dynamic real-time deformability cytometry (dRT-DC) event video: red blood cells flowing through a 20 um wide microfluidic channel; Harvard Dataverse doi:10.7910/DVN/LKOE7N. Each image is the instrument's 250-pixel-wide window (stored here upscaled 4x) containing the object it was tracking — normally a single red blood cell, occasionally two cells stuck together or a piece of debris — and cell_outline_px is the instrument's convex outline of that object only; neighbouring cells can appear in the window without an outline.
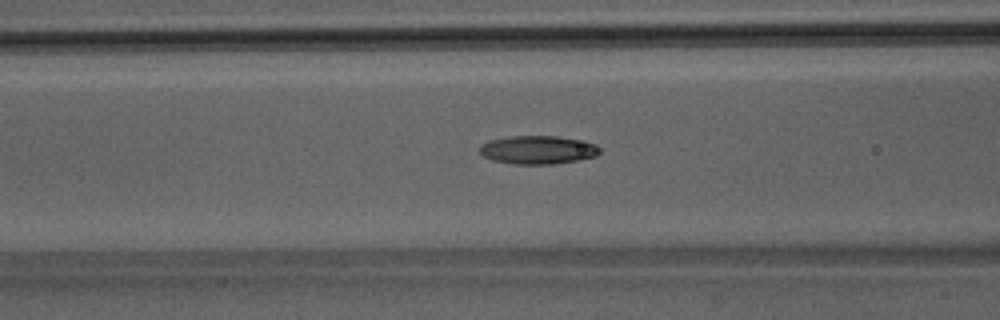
{"species": "Egyptian fruit bat (a non-hibernating species)", "species_latin": "Rousettus aegyptiacus", "temperature_condition": "room temperature", "stored_images_in_passage": 34, "camera_frame_rate_fps": 3000, "um_per_image_px": 0.085, "animal": {"sex": "male"}, "frame": {"image": 1, "passage_image": 7, "time_ms": 2.0, "image_size_px": [1000, 320], "cell_outline_px": [[600, 152], [596, 156], [580, 160], [552, 164], [512, 164], [492, 160], [484, 156], [480, 152], [480, 144], [488, 140], [508, 136], [556, 136], [596, 144], [600, 148]], "centroid_in_image_um": [45.69, 12.74], "position_along_channel_um": 120.9, "area_um2": 19.88}}
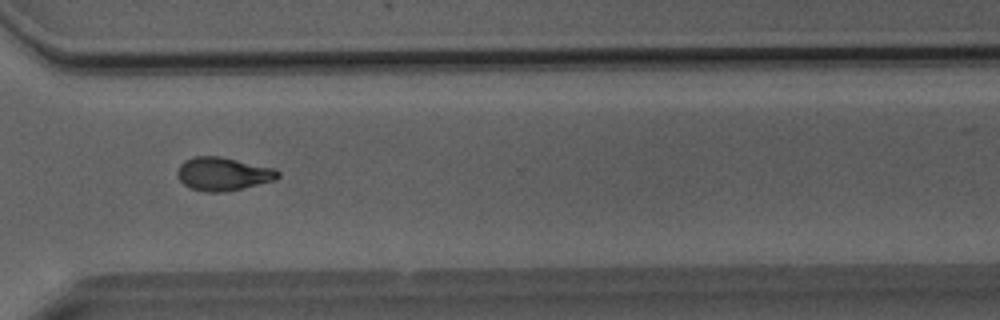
{"frame": {"image": 2, "passage_image": 24, "time_ms": 7.667, "image_size_px": [1000, 320], "cell_outline_px": [[280, 176], [276, 180], [244, 188], [224, 192], [204, 192], [188, 188], [180, 180], [176, 172], [180, 164], [184, 160], [192, 156], [220, 156], [276, 168], [280, 172]], "centroid_in_image_um": [18.97, 14.78], "position_along_channel_um": 351.6, "area_um2": 19.88}}
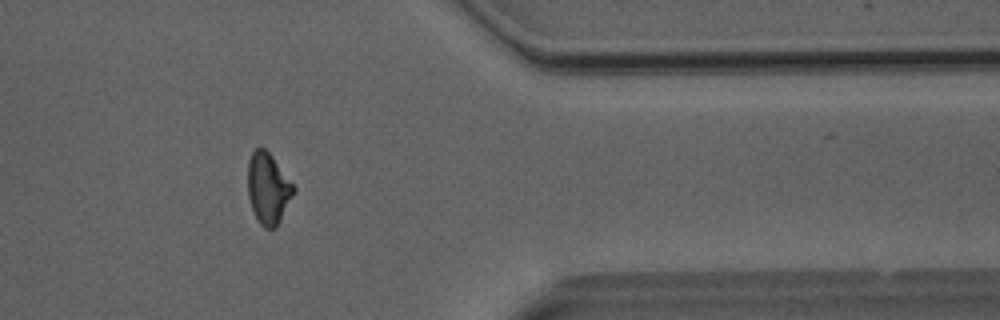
{"frame": {"image": 3, "passage_image": 28, "time_ms": 9.0, "image_size_px": [1000, 320], "cell_outline_px": [[296, 188], [276, 228], [264, 228], [260, 224], [252, 208], [248, 196], [248, 160], [252, 152], [256, 148], [264, 148], [272, 156]], "centroid_in_image_um": [22.78, 16.01], "position_along_channel_um": 388.6, "area_um2": 18.67}, "authors_computed_cell_mechanics": {"area_um2": 19.1318, "velocity_mm_per_s": 4.0802, "shape_relaxation_time_tau1_ms": 7.638, "shape_relaxation_time_tau2_ms": 3.9114, "deformation_change_tau1": 0.2265, "deformation_change_tau2": 0.1132}}